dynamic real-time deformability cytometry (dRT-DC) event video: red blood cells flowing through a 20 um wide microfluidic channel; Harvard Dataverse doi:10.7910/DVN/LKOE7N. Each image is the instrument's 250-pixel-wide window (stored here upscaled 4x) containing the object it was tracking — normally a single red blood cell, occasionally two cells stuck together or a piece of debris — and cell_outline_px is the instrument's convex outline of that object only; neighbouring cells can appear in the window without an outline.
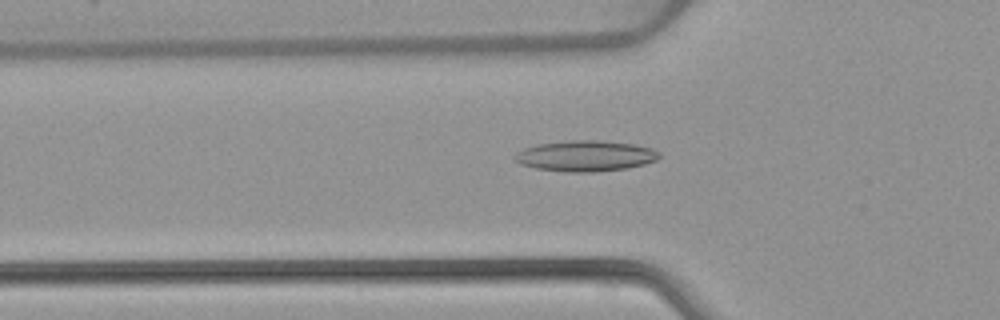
{"species": "common noctule bat (a hibernating species)", "species_latin": "Nyctalus noctula", "temperature_condition": "warm", "stored_images_in_passage": 52, "camera_frame_rate_fps": 3000, "um_per_image_px": 0.085, "animal": {"sex": "female", "body_mass_g": 22.7, "forearm_length_mm": 54.2}, "frame": {"image": 1, "passage_image": 18, "time_ms": 5.667, "image_size_px": [1000, 320], "cell_outline_px": [[660, 156], [656, 160], [644, 164], [628, 168], [596, 172], [564, 172], [536, 168], [520, 164], [516, 160], [516, 152], [524, 148], [536, 144], [572, 140], [600, 140], [636, 144], [652, 148], [660, 152]], "centroid_in_image_um": [49.79, 13.25], "position_along_channel_um": 76.0, "area_um2": 26.07}}
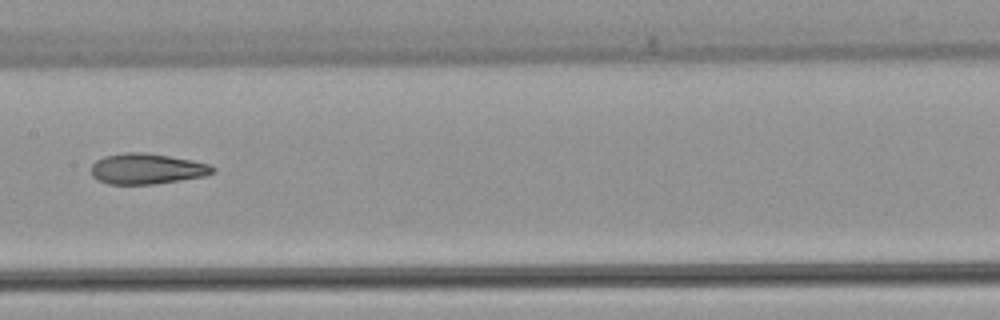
{"frame": {"image": 2, "passage_image": 27, "time_ms": 8.667, "image_size_px": [1000, 320], "cell_outline_px": [[216, 172], [204, 176], [180, 180], [152, 184], [108, 184], [96, 180], [92, 176], [92, 164], [96, 160], [104, 156], [124, 152], [144, 152], [192, 160], [208, 164], [216, 168]], "centroid_in_image_um": [12.47, 14.35], "position_along_channel_um": 194.9, "area_um2": 21.73}}
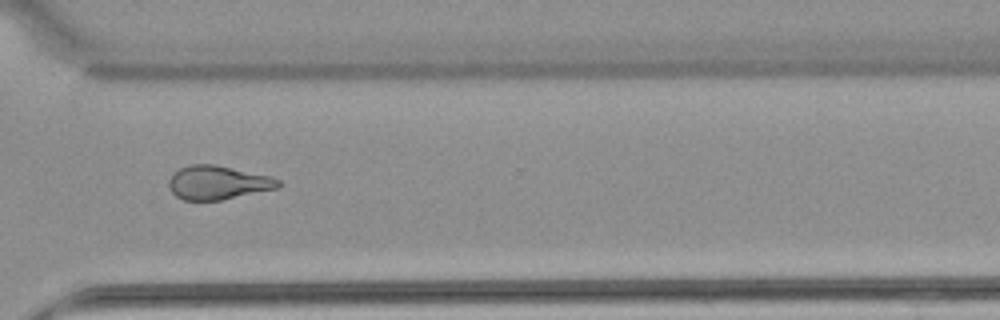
{"frame": {"image": 3, "passage_image": 39, "time_ms": 12.667, "image_size_px": [1000, 320], "cell_outline_px": [[284, 184], [280, 188], [220, 200], [184, 200], [176, 196], [168, 188], [168, 180], [172, 172], [188, 164], [212, 164], [272, 176], [280, 180]], "centroid_in_image_um": [18.53, 15.52], "position_along_channel_um": 352.1, "area_um2": 21.85}, "authors_computed_cell_mechanics": {"area_um2": 23.4668, "velocity_mm_per_s": 3.9304, "shape_relaxation_time_tau1_ms": null, "shape_relaxation_time_tau2_ms": 3.5025, "deformation_change_tau1": null, "deformation_change_tau2": 0.1315}}